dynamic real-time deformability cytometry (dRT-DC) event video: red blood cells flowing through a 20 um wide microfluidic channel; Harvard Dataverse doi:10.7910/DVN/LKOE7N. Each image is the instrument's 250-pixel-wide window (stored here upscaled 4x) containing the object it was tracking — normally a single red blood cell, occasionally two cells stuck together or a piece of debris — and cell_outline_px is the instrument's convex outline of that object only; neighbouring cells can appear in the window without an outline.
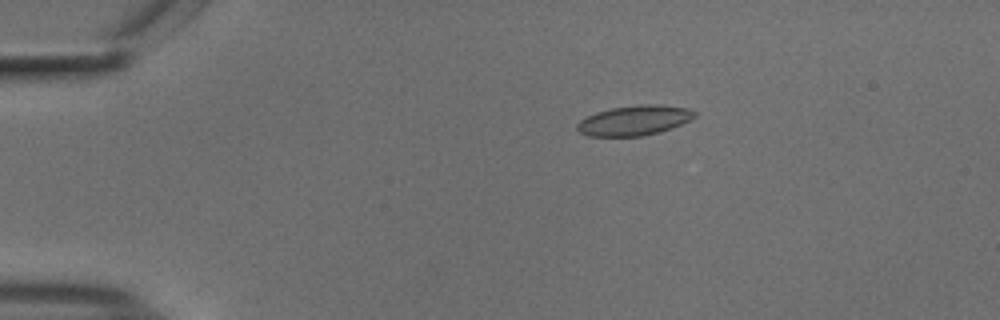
{"species": "common noctule bat (a hibernating species)", "species_latin": "Nyctalus noctula", "temperature_condition": "cold", "stored_images_in_passage": 55, "camera_frame_rate_fps": 3000, "um_per_image_px": 0.085, "animal": {"sex": "male", "body_mass_g": 18.8}, "frame": {"image": 1, "passage_image": 11, "time_ms": 3.333, "image_size_px": [1000, 320], "cell_outline_px": [[696, 116], [672, 128], [660, 132], [640, 136], [588, 136], [580, 132], [576, 128], [576, 124], [580, 120], [596, 112], [612, 108], [640, 104], [660, 104], [688, 108], [696, 112]], "centroid_in_image_um": [53.91, 10.23], "position_along_channel_um": 31.1, "area_um2": 20.46}}
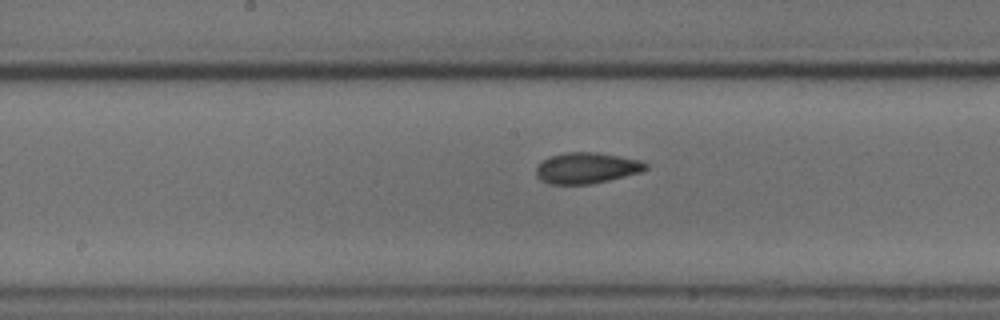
{"frame": {"image": 2, "passage_image": 29, "time_ms": 9.333, "image_size_px": [1000, 320], "cell_outline_px": [[648, 168], [640, 172], [608, 180], [588, 184], [548, 184], [540, 180], [536, 176], [536, 168], [548, 156], [568, 152], [596, 152], [620, 156], [640, 160], [648, 164]], "centroid_in_image_um": [49.85, 14.28], "position_along_channel_um": 198.4, "area_um2": 19.71}}
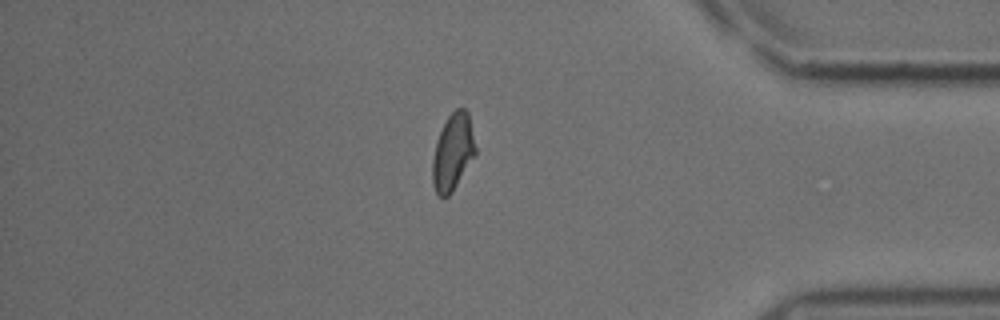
{"frame": {"image": 3, "passage_image": 47, "time_ms": 15.333, "image_size_px": [1000, 320], "cell_outline_px": [[476, 156], [452, 192], [448, 196], [440, 196], [436, 192], [432, 184], [432, 160], [436, 140], [448, 116], [456, 108], [464, 108], [468, 112], [476, 148]], "centroid_in_image_um": [38.49, 12.94], "position_along_channel_um": 396.7, "area_um2": 19.31}, "authors_computed_cell_mechanics": {"area_um2": 19.7676, "velocity_mm_per_s": 3.731, "shape_relaxation_time_tau1_ms": 6.2882, "shape_relaxation_time_tau2_ms": 2.2199, "deformation_change_tau1": 0.1326, "deformation_change_tau2": 0.0494}}